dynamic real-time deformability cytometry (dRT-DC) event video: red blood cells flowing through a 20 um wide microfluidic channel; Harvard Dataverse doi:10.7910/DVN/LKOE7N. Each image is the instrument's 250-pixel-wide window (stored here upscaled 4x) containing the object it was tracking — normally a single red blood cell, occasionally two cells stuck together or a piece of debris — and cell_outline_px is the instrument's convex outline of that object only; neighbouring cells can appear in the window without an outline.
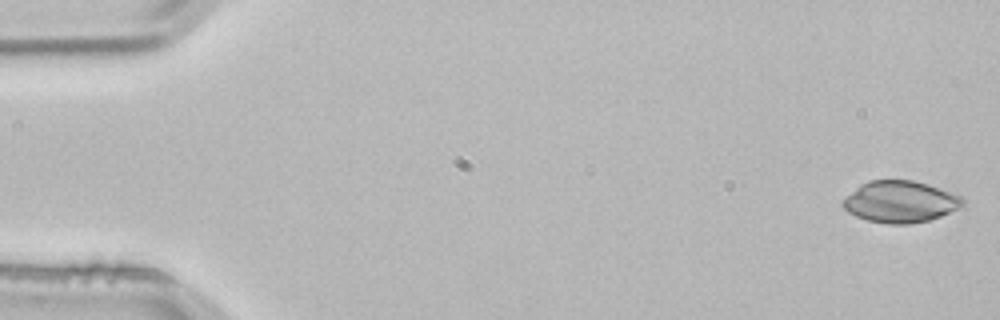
{"species": "common noctule bat (a hibernating species)", "species_latin": "Nyctalus noctula", "temperature_condition": "room temperature", "stored_images_in_passage": 4, "camera_frame_rate_fps": 3000, "um_per_image_px": 0.085, "animal": {"sex": "male", "body_mass_g": 21.5, "forearm_length_mm": 52.0}, "frame": {"image": 1, "passage_image": 1, "time_ms": 0.0, "image_size_px": [1000, 320], "cell_outline_px": [[964, 208], [928, 220], [912, 224], [888, 224], [868, 220], [856, 216], [848, 212], [840, 204], [844, 196], [860, 184], [868, 180], [912, 180], [952, 192], [960, 196], [964, 200]], "centroid_in_image_um": [76.51, 17.15], "position_along_channel_um": 8.5, "area_um2": 29.36}}
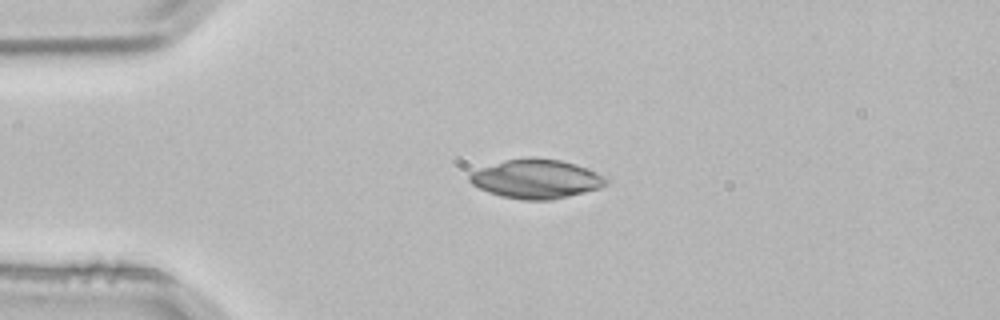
{"frame": {"image": 2, "passage_image": 3, "time_ms": 0.667, "image_size_px": [1000, 320], "cell_outline_px": [[608, 180], [600, 188], [552, 200], [520, 200], [500, 196], [488, 192], [472, 184], [468, 180], [468, 176], [472, 172], [480, 168], [504, 160], [532, 156], [560, 160], [576, 164]], "centroid_in_image_um": [45.51, 15.21], "position_along_channel_um": 39.5, "area_um2": 30.87}}